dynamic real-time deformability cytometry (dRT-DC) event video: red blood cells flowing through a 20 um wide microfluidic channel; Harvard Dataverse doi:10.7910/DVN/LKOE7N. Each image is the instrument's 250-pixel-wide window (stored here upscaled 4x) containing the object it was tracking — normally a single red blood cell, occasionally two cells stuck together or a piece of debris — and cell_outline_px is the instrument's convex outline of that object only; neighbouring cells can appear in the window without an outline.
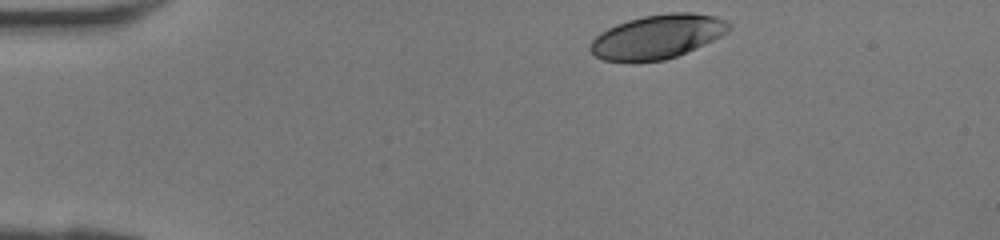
{"species": "human", "species_latin": "Homo sapiens", "temperature_condition": "room temperature", "stored_images_in_passage": 35, "camera_frame_rate_fps": 3000, "um_per_image_px": 0.085, "donor": {"sex": "female"}, "frame": {"image": 1, "passage_image": 1, "time_ms": 0.0, "image_size_px": [1000, 240], "cell_outline_px": [[732, 28], [728, 32], [704, 44], [676, 56], [664, 60], [636, 64], [628, 64], [604, 60], [596, 56], [588, 48], [588, 44], [600, 32], [616, 24], [628, 20], [644, 16], [668, 12], [692, 12], [716, 16], [732, 24]], "centroid_in_image_um": [55.84, 3.14], "position_along_channel_um": 29.2, "area_um2": 36.18}}
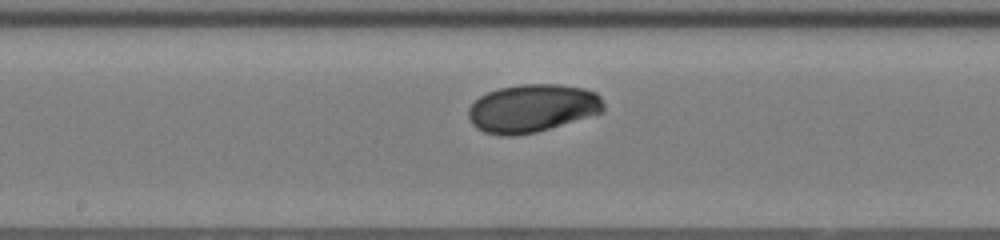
{"frame": {"image": 2, "passage_image": 16, "time_ms": 5.0, "image_size_px": [1000, 240], "cell_outline_px": [[604, 112], [536, 132], [512, 136], [500, 136], [484, 132], [476, 128], [472, 124], [468, 116], [468, 108], [480, 96], [488, 92], [500, 88], [520, 84], [556, 84], [584, 88], [596, 92], [600, 96], [604, 104]], "centroid_in_image_um": [45.24, 9.2], "position_along_channel_um": 203.0, "area_um2": 37.92}}
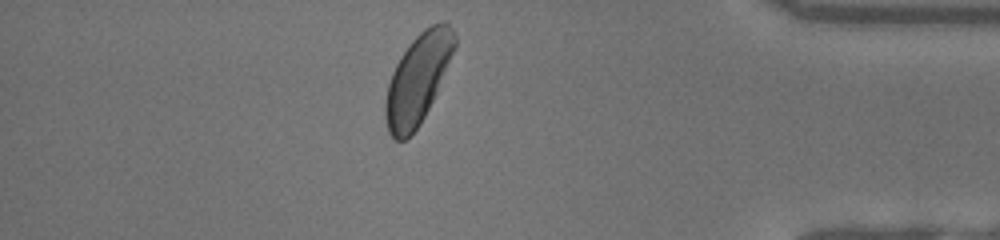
{"frame": {"image": 3, "passage_image": 30, "time_ms": 9.667, "image_size_px": [1000, 240], "cell_outline_px": [[456, 44], [436, 92], [420, 124], [404, 140], [396, 140], [388, 132], [384, 116], [384, 104], [388, 84], [392, 72], [400, 56], [412, 40], [424, 28], [440, 20], [444, 20], [452, 28], [456, 36]], "centroid_in_image_um": [35.49, 6.68], "position_along_channel_um": 399.7, "area_um2": 35.66}}